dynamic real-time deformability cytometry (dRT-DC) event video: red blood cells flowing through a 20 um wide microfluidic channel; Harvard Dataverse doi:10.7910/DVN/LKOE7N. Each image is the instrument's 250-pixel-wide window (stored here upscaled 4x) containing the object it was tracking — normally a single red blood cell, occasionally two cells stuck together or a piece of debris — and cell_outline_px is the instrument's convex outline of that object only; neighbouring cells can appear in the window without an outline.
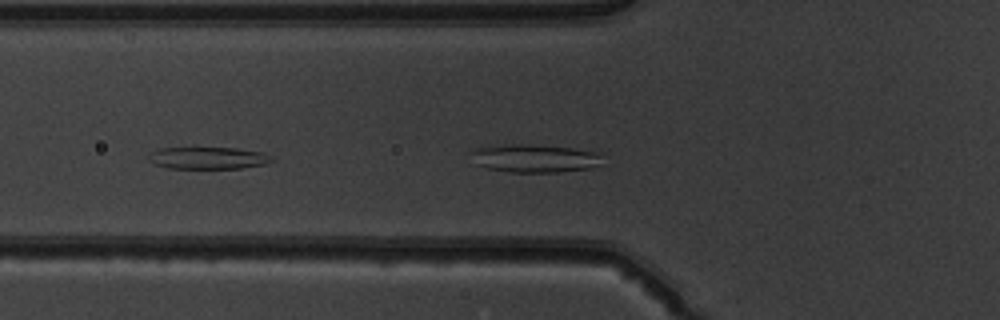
{"species": "common noctule bat (a hibernating species)", "species_latin": "Nyctalus noctula", "temperature_condition": "warm", "stored_images_in_passage": 5, "camera_frame_rate_fps": 3000, "um_per_image_px": 0.085, "animal": {"sex": "male", "body_mass_g": 19.5, "forearm_length_mm": 54.6}, "frame": {"image": 1, "passage_image": 4, "time_ms": 1.0, "image_size_px": [1000, 320], "cell_outline_px": [[272, 160], [264, 164], [240, 168], [168, 168], [152, 164], [148, 160], [148, 156], [152, 152], [160, 148], [236, 148], [264, 152], [272, 156]], "centroid_in_image_um": [17.66, 13.43], "position_along_channel_um": 108.1, "area_um2": 15.78}}